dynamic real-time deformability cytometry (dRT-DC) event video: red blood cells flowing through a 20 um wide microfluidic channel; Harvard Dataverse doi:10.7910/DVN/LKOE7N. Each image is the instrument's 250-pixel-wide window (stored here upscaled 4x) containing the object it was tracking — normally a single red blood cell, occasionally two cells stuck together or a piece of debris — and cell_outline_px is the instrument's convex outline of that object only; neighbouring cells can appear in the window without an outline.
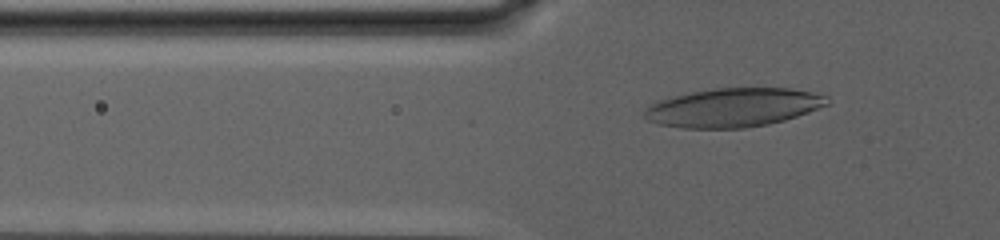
{"species": "human", "species_latin": "Homo sapiens", "temperature_condition": "warm", "stored_images_in_passage": 56, "camera_frame_rate_fps": 3000, "um_per_image_px": 0.085, "donor": {"sex": "male"}, "frame": {"image": 1, "passage_image": 3, "time_ms": 0.667, "image_size_px": [1000, 240], "cell_outline_px": [[832, 100], [828, 104], [808, 112], [784, 120], [768, 124], [744, 128], [680, 128], [660, 124], [648, 120], [644, 116], [644, 108], [648, 104], [656, 100], [672, 96], [692, 92], [716, 88], [788, 88], [812, 92], [828, 96]], "centroid_in_image_um": [62.3, 9.13], "position_along_channel_um": 63.5, "area_um2": 41.44}}
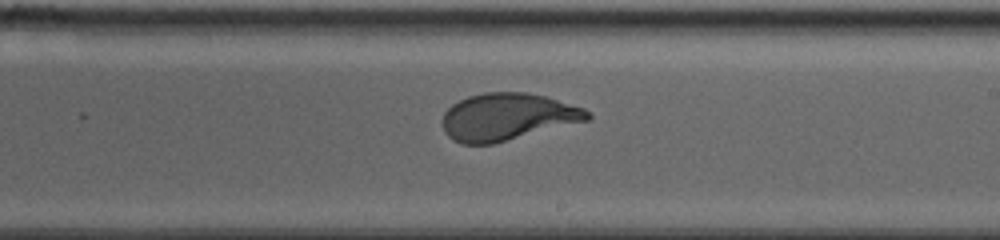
{"frame": {"image": 2, "passage_image": 26, "time_ms": 8.333, "image_size_px": [1000, 240], "cell_outline_px": [[592, 116], [588, 120], [492, 144], [460, 144], [452, 140], [444, 132], [444, 112], [452, 104], [468, 96], [484, 92], [528, 92], [544, 96], [584, 108], [592, 112]], "centroid_in_image_um": [43.13, 9.93], "position_along_channel_um": 245.9, "area_um2": 39.71}}
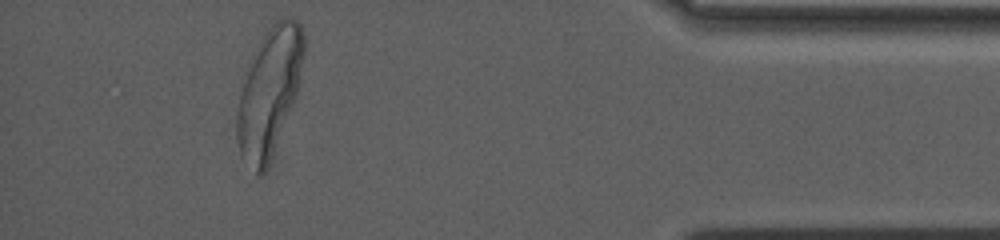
{"frame": {"image": 3, "passage_image": 50, "time_ms": 16.333, "image_size_px": [1000, 240], "cell_outline_px": [[304, 56], [296, 96], [268, 164], [264, 172], [260, 176], [240, 156], [236, 136], [236, 112], [244, 72], [260, 40], [272, 24], [276, 20], [284, 16], [296, 20], [300, 24], [304, 36]], "centroid_in_image_um": [22.86, 7.79], "position_along_channel_um": 412.3, "area_um2": 49.48}, "authors_computed_cell_mechanics": {"area_um2": 40.4022, "velocity_mm_per_s": 2.5572, "shape_relaxation_time_tau1_ms": 5.9127, "shape_relaxation_time_tau2_ms": null, "deformation_change_tau1": 0.207, "deformation_change_tau2": null}}